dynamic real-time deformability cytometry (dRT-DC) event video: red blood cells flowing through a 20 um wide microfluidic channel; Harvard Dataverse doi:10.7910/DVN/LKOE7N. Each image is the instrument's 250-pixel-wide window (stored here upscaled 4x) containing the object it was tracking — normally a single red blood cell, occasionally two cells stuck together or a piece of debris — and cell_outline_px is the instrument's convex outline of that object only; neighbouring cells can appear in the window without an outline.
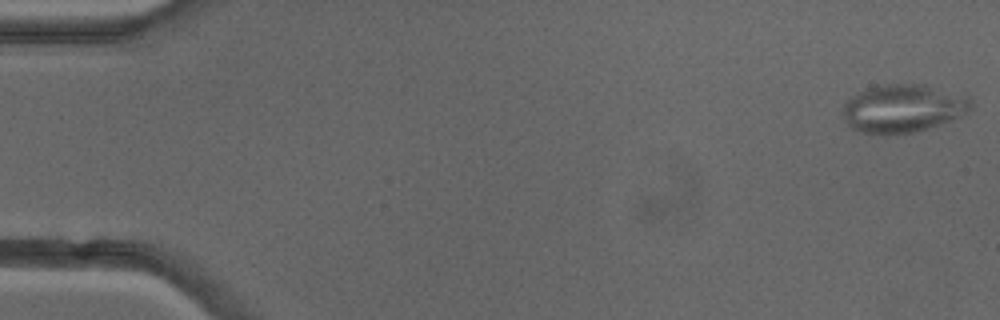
{"species": "common noctule bat (a hibernating species)", "species_latin": "Nyctalus noctula", "temperature_condition": "cold", "stored_images_in_passage": 51, "segment_of_instrument_passage": [1, 2], "camera_frame_rate_fps": 3000, "um_per_image_px": 0.085, "animal": {"sex": "female"}, "frame": {"image": 1, "passage_image": 1, "time_ms": 0.0, "image_size_px": [1000, 320], "cell_outline_px": [[972, 108], [960, 116], [928, 128], [916, 132], [888, 136], [860, 132], [852, 128], [844, 120], [844, 104], [852, 96], [864, 88], [884, 84], [924, 84], [968, 92], [972, 100]], "centroid_in_image_um": [76.83, 9.19], "position_along_channel_um": 8.2, "area_um2": 36.88}}